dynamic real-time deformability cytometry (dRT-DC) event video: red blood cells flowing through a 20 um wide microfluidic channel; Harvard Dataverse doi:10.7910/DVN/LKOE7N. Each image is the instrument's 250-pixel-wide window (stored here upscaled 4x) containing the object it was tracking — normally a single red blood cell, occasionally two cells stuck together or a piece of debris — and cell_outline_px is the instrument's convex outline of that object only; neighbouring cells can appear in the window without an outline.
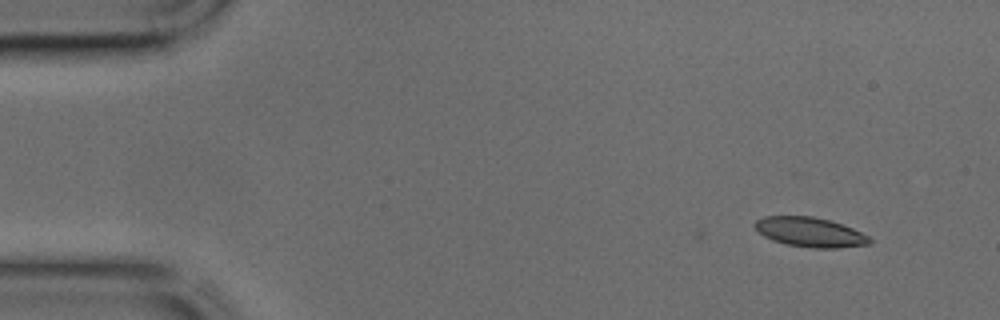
{"species": "common noctule bat (a hibernating species)", "species_latin": "Nyctalus noctula", "temperature_condition": "cold", "stored_images_in_passage": 39, "camera_frame_rate_fps": 3000, "um_per_image_px": 0.085, "animal": {"sex": "male", "body_mass_g": 17.9, "forearm_length_mm": 54.2}, "frame": {"image": 1, "passage_image": 1, "time_ms": 0.0, "image_size_px": [1000, 320], "cell_outline_px": [[872, 240], [868, 244], [836, 248], [812, 248], [788, 244], [772, 240], [764, 236], [752, 224], [756, 220], [764, 216], [812, 216], [828, 220], [852, 228], [868, 236]], "centroid_in_image_um": [68.82, 19.73], "position_along_channel_um": 16.2, "area_um2": 19.54}}
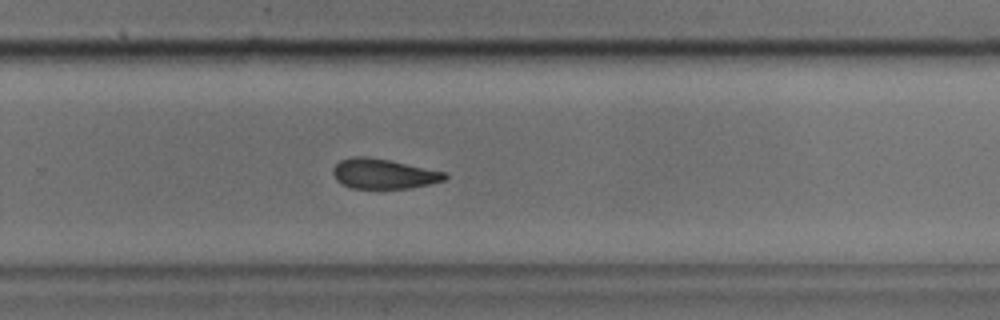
{"frame": {"image": 2, "passage_image": 26, "time_ms": 8.333, "image_size_px": [1000, 320], "cell_outline_px": [[448, 176], [444, 180], [428, 184], [408, 188], [352, 188], [336, 180], [332, 172], [332, 168], [340, 160], [352, 156], [364, 156], [388, 160], [444, 172]], "centroid_in_image_um": [32.55, 14.77], "position_along_channel_um": 297.3, "area_um2": 19.19}}
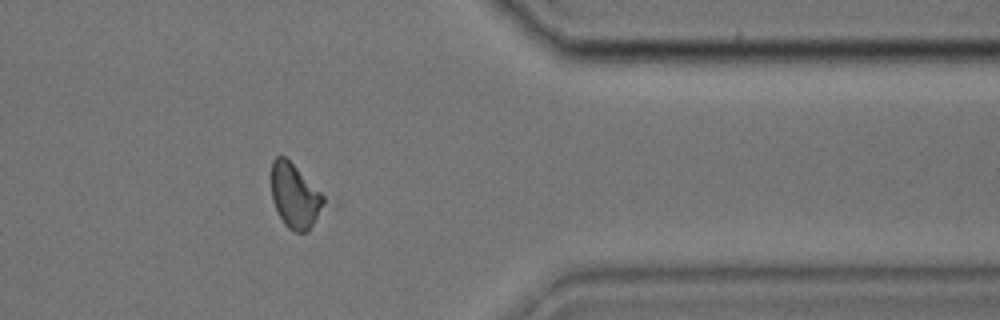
{"frame": {"image": 3, "passage_image": 33, "time_ms": 10.667, "image_size_px": [1000, 320], "cell_outline_px": [[328, 200], [308, 232], [296, 232], [288, 228], [284, 224], [272, 200], [272, 160], [276, 156], [284, 156]], "centroid_in_image_um": [25.07, 16.69], "position_along_channel_um": 386.3, "area_um2": 19.36}}